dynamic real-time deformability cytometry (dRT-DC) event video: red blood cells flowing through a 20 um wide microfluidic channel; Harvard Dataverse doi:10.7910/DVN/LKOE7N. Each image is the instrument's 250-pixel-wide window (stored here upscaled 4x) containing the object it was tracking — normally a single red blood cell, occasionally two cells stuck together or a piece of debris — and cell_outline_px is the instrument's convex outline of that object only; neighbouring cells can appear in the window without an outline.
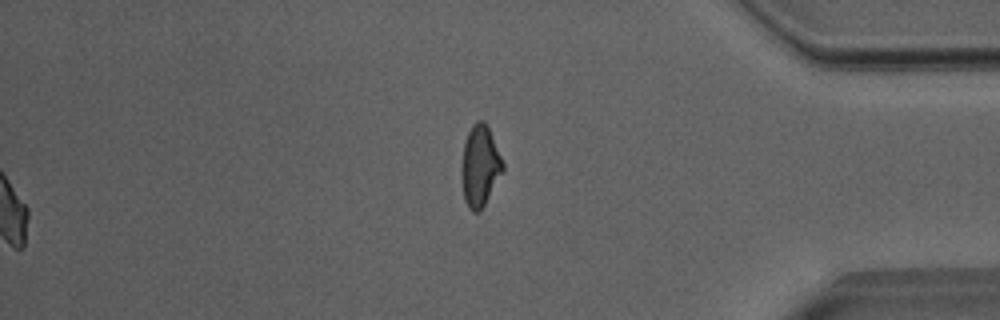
{"species": "Egyptian fruit bat (a non-hibernating species)", "species_latin": "Rousettus aegyptiacus", "temperature_condition": "room temperature", "stored_images_in_passage": 52, "segment_of_instrument_passage": [2, 2], "camera_frame_rate_fps": 3000, "um_per_image_px": 0.085, "animal": {"sex": "male"}, "frame": {"image": 1, "passage_image": 52, "time_ms": 17.0, "image_size_px": [1000, 320], "cell_outline_px": [[504, 172], [480, 212], [472, 212], [468, 208], [464, 200], [460, 172], [460, 168], [464, 140], [472, 124], [476, 120], [484, 120], [488, 124], [504, 164]], "centroid_in_image_um": [40.79, 14.1], "position_along_channel_um": 394.4, "area_um2": 20.17}}